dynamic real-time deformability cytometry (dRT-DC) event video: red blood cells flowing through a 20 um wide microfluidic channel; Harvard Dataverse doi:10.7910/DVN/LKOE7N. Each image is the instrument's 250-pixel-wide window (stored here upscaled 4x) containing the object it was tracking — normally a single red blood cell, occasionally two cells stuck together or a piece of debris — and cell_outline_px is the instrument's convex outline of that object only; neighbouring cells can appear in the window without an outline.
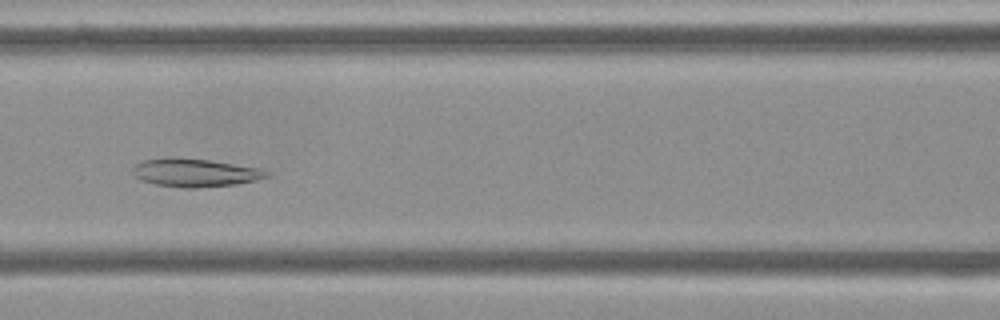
{"species": "Egyptian fruit bat (a non-hibernating species)", "species_latin": "Rousettus aegyptiacus", "temperature_condition": "cold", "stored_images_in_passage": 48, "camera_frame_rate_fps": 3000, "um_per_image_px": 0.085, "frame": {"image": 1, "passage_image": 17, "time_ms": 5.333, "image_size_px": [1000, 320], "cell_outline_px": [[268, 176], [256, 180], [236, 184], [196, 188], [184, 188], [156, 184], [140, 180], [132, 172], [132, 168], [136, 164], [144, 160], [168, 156], [172, 156], [208, 160], [260, 168], [268, 172]], "centroid_in_image_um": [16.53, 14.67], "position_along_channel_um": 150.1, "area_um2": 22.02}}
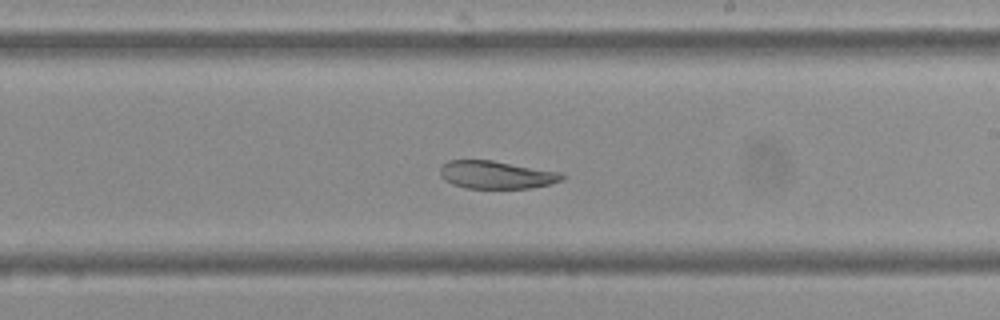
{"frame": {"image": 2, "passage_image": 25, "time_ms": 8.0, "image_size_px": [1000, 320], "cell_outline_px": [[568, 176], [564, 180], [548, 184], [528, 188], [464, 188], [452, 184], [444, 180], [440, 176], [440, 168], [448, 160], [492, 160], [560, 172]], "centroid_in_image_um": [42.19, 14.86], "position_along_channel_um": 246.8, "area_um2": 19.83}}
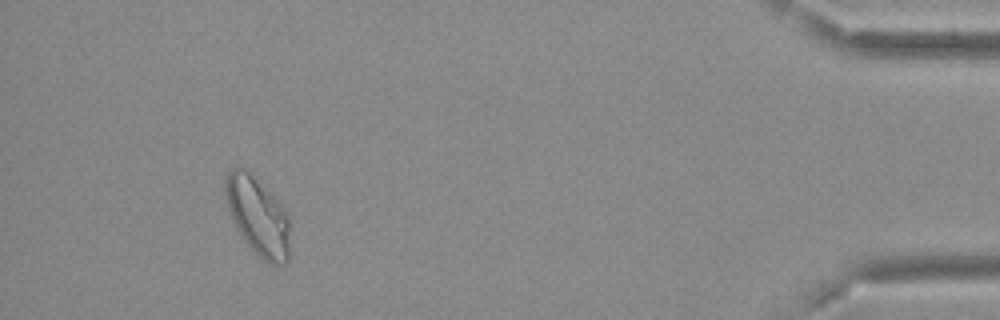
{"frame": {"image": 3, "passage_image": 44, "time_ms": 14.333, "image_size_px": [1000, 320], "cell_outline_px": [[288, 260], [284, 264], [268, 264], [244, 240], [232, 220], [228, 208], [224, 192], [224, 180], [228, 172], [232, 168], [244, 168], [284, 208], [288, 216]], "centroid_in_image_um": [21.88, 18.38], "position_along_channel_um": 413.3, "area_um2": 28.67}}